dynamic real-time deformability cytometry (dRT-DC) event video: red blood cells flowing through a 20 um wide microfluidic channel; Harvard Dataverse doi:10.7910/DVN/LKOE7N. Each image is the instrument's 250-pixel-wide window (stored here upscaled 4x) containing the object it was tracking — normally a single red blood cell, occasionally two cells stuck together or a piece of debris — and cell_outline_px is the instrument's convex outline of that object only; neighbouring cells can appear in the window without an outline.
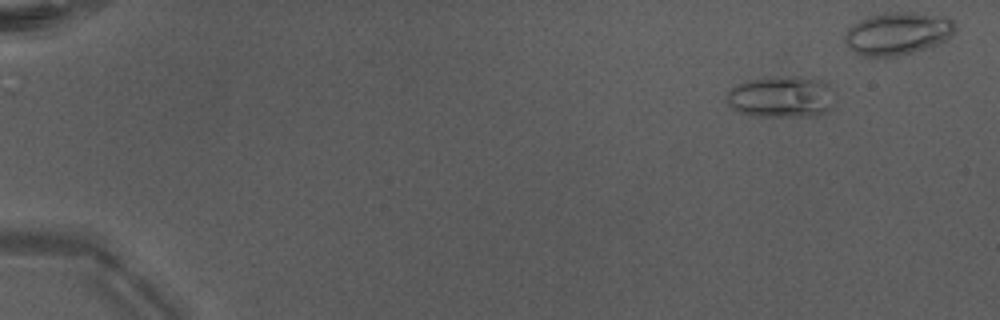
{"species": "Egyptian fruit bat (a non-hibernating species)", "species_latin": "Rousettus aegyptiacus", "temperature_condition": "warm", "stored_images_in_passage": 40, "camera_frame_rate_fps": 3000, "um_per_image_px": 0.085, "animal": {"sex": "male"}, "frame": {"image": 1, "passage_image": 1, "time_ms": 0.0, "image_size_px": [1000, 320], "cell_outline_px": [[836, 104], [828, 112], [816, 116], [756, 116], [740, 112], [732, 108], [728, 104], [724, 96], [732, 88], [748, 80], [796, 76], [800, 76], [820, 80], [828, 84], [832, 88]], "centroid_in_image_um": [66.49, 8.25], "position_along_channel_um": 18.5, "area_um2": 26.36}}
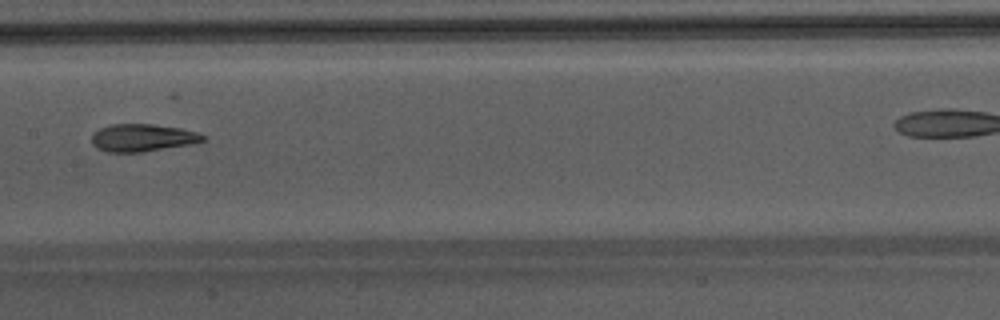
{"frame": {"image": 2, "passage_image": 23, "time_ms": 7.333, "image_size_px": [1000, 320], "cell_outline_px": [[208, 136], [204, 140], [192, 144], [144, 152], [108, 152], [96, 148], [92, 144], [92, 132], [100, 128], [112, 124], [152, 124], [180, 128], [196, 132]], "centroid_in_image_um": [12.11, 11.71], "position_along_channel_um": 195.3, "area_um2": 17.98}}
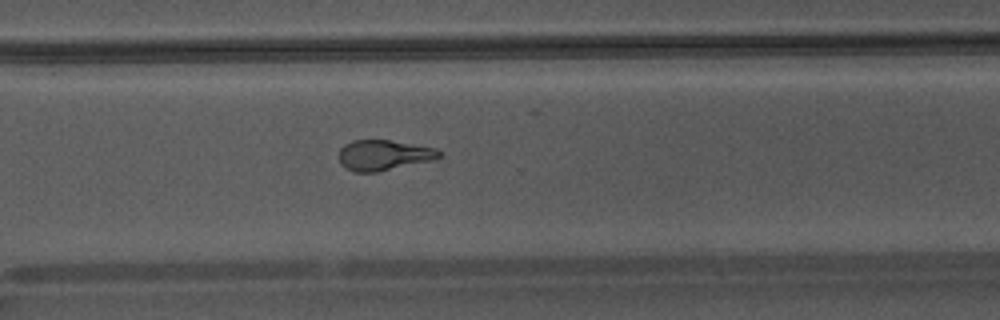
{"frame": {"image": 3, "passage_image": 33, "time_ms": 10.667, "image_size_px": [1000, 320], "cell_outline_px": [[440, 156], [436, 160], [376, 172], [356, 172], [344, 168], [340, 164], [340, 148], [344, 144], [352, 140], [388, 140], [436, 148], [440, 152]], "centroid_in_image_um": [32.61, 13.19], "position_along_channel_um": 338.0, "area_um2": 17.8}}